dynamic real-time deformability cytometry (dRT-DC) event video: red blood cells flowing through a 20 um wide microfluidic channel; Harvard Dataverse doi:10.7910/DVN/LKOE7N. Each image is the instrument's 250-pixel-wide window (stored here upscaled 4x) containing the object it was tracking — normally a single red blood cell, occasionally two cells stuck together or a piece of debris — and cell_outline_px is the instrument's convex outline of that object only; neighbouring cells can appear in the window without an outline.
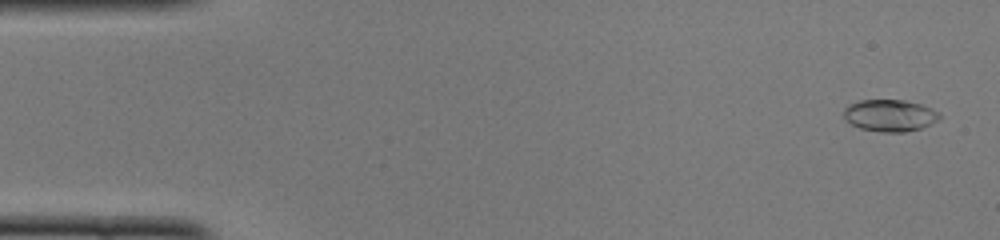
{"species": "common noctule bat (a hibernating species)", "species_latin": "Nyctalus noctula", "temperature_condition": "cold", "stored_images_in_passage": 50, "camera_frame_rate_fps": 3000, "um_per_image_px": 0.085, "animal": {"sex": "female", "body_mass_g": 22.0, "forearm_length_mm": 56.7}, "frame": {"image": 1, "passage_image": 2, "time_ms": 0.333, "image_size_px": [1000, 240], "cell_outline_px": [[940, 120], [920, 128], [904, 132], [880, 132], [860, 128], [844, 120], [844, 108], [848, 104], [860, 100], [904, 100], [920, 104], [932, 108], [940, 112]], "centroid_in_image_um": [75.63, 9.81], "position_along_channel_um": 9.4, "area_um2": 17.92}}
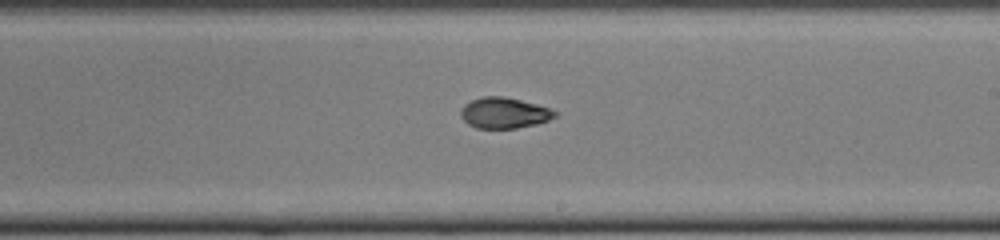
{"frame": {"image": 2, "passage_image": 29, "time_ms": 9.333, "image_size_px": [1000, 240], "cell_outline_px": [[556, 116], [548, 120], [536, 124], [516, 128], [476, 128], [468, 124], [460, 116], [460, 108], [464, 104], [472, 100], [484, 96], [504, 96], [536, 104], [548, 108], [556, 112]], "centroid_in_image_um": [42.81, 9.6], "position_along_channel_um": 246.2, "area_um2": 16.82}}
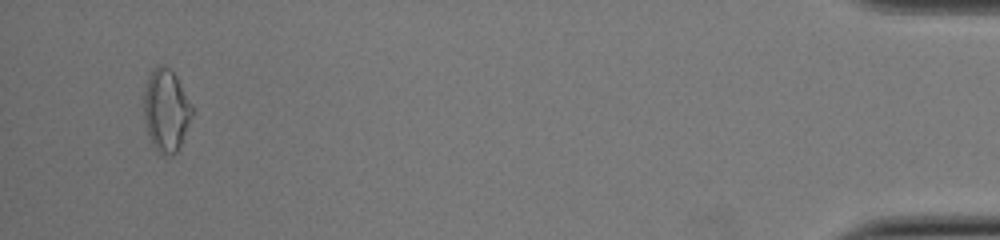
{"frame": {"image": 3, "passage_image": 48, "time_ms": 15.667, "image_size_px": [1000, 240], "cell_outline_px": [[192, 116], [180, 148], [172, 156], [164, 156], [152, 144], [144, 120], [144, 88], [148, 76], [160, 64], [164, 64], [176, 76], [192, 104]], "centroid_in_image_um": [14.13, 9.4], "position_along_channel_um": 421.1, "area_um2": 23.12}, "authors_computed_cell_mechanics": {"area_um2": 17.3978, "velocity_mm_per_s": 4.0019, "shape_relaxation_time_tau1_ms": 3.3264, "shape_relaxation_time_tau2_ms": null, "deformation_change_tau1": 0.1564, "deformation_change_tau2": null}}